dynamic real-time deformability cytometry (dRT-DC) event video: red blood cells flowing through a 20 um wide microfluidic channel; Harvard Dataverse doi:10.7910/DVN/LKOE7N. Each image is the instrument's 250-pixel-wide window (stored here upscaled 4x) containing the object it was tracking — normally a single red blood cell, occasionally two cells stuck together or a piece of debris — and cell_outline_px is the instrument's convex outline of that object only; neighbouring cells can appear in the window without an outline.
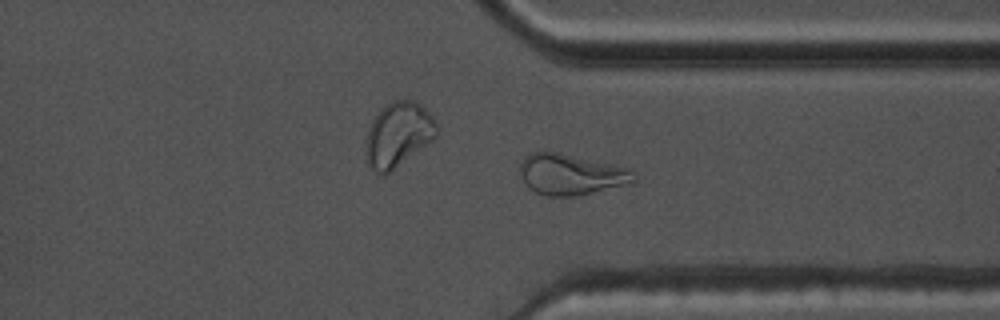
{"species": "common noctule bat (a hibernating species)", "species_latin": "Nyctalus noctula", "temperature_condition": "warm", "stored_images_in_passage": 45, "camera_frame_rate_fps": 3000, "um_per_image_px": 0.085, "animal": {"sex": "male", "body_mass_g": 17.5, "forearm_length_mm": 52.3}, "frame": {"image": 1, "passage_image": 32, "time_ms": 10.333, "image_size_px": [1000, 320], "cell_outline_px": [[636, 180], [632, 184], [580, 196], [544, 196], [536, 192], [520, 176], [520, 164], [524, 156], [532, 152], [556, 152], [616, 164], [628, 168], [636, 176]], "centroid_in_image_um": [48.59, 14.84], "position_along_channel_um": 362.8, "area_um2": 27.4}}
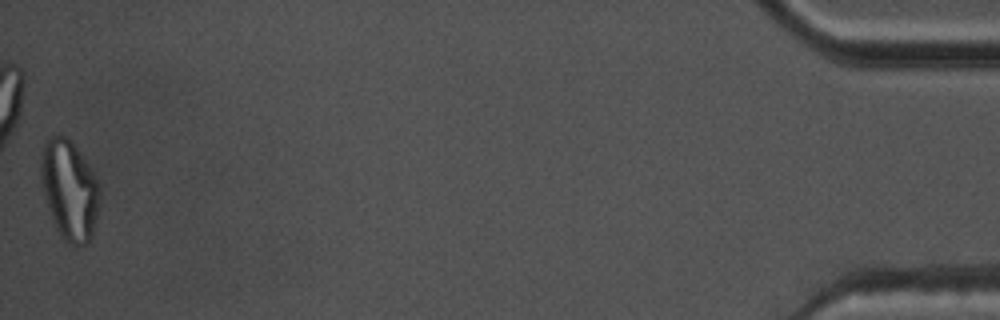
{"frame": {"image": 2, "passage_image": 45, "time_ms": 14.667, "image_size_px": [1000, 320], "cell_outline_px": [[100, 200], [92, 236], [84, 244], [76, 248], [64, 244], [56, 228], [48, 208], [44, 196], [40, 176], [40, 160], [44, 140], [52, 136], [68, 136], [72, 140], [92, 168], [100, 184]], "centroid_in_image_um": [5.9, 16.15], "position_along_channel_um": 429.3, "area_um2": 35.03}, "authors_computed_cell_mechanics": {"area_um2": 22.4842, "velocity_mm_per_s": 3.7172, "shape_relaxation_time_tau1_ms": null, "shape_relaxation_time_tau2_ms": 2.9198, "deformation_change_tau1": null, "deformation_change_tau2": 0.1119}}